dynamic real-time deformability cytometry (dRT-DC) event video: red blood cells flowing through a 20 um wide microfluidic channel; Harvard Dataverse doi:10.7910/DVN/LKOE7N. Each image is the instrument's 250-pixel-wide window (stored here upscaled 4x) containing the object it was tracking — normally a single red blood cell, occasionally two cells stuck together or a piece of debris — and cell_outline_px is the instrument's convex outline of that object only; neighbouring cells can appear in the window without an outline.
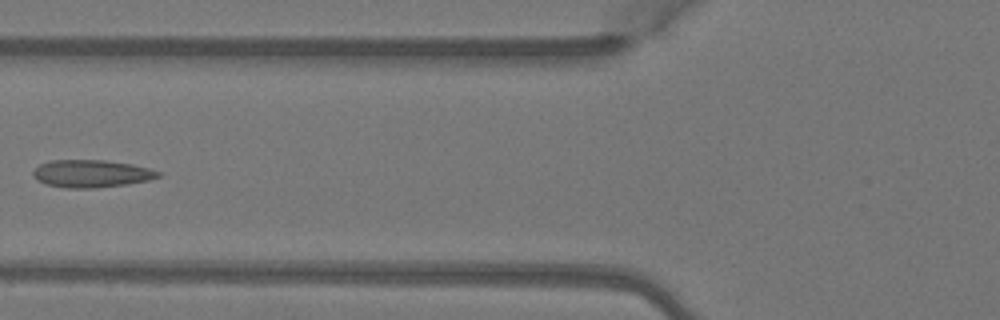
{"species": "Egyptian fruit bat (a non-hibernating species)", "species_latin": "Rousettus aegyptiacus", "temperature_condition": "warm", "stored_images_in_passage": 6, "camera_frame_rate_fps": 3000, "um_per_image_px": 0.085, "animal": {"sex": "female"}, "frame": {"image": 1, "passage_image": 6, "time_ms": 1.667, "image_size_px": [1000, 320], "cell_outline_px": [[160, 176], [148, 180], [124, 184], [96, 188], [64, 188], [44, 184], [36, 180], [32, 176], [32, 172], [40, 164], [52, 160], [104, 160], [132, 164], [148, 168], [160, 172]], "centroid_in_image_um": [7.71, 14.76], "position_along_channel_um": 118.1, "area_um2": 20.06}}